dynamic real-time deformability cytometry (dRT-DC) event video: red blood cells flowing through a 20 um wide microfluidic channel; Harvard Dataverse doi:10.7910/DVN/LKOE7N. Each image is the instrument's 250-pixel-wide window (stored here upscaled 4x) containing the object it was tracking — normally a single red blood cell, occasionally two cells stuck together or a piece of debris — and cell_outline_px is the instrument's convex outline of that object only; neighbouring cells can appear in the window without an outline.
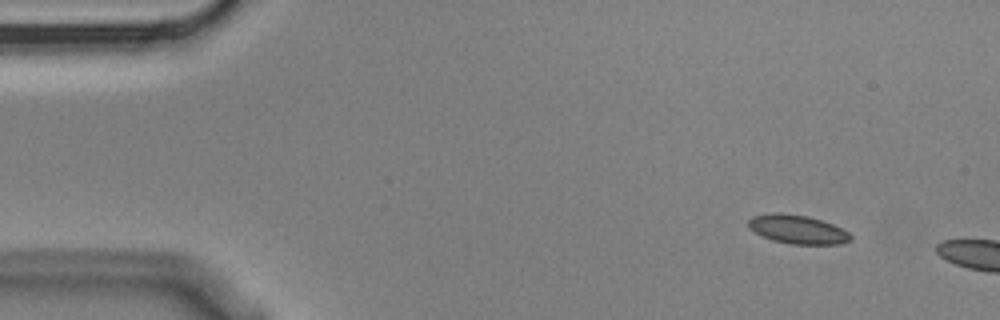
{"species": "Egyptian fruit bat (a non-hibernating species)", "species_latin": "Rousettus aegyptiacus", "temperature_condition": "cold", "stored_images_in_passage": 5, "segment_of_instrument_passage": [2, 2], "camera_frame_rate_fps": 3000, "um_per_image_px": 0.085, "animal": {"sex": "male"}, "frame": {"image": 1, "passage_image": 5, "time_ms": 1.333, "image_size_px": [1000, 320], "cell_outline_px": [[852, 240], [840, 244], [792, 244], [772, 240], [748, 228], [748, 220], [752, 216], [772, 212], [780, 212], [808, 216], [832, 224], [848, 232], [852, 236]], "centroid_in_image_um": [67.78, 19.49], "position_along_channel_um": 17.2, "area_um2": 17.11}}